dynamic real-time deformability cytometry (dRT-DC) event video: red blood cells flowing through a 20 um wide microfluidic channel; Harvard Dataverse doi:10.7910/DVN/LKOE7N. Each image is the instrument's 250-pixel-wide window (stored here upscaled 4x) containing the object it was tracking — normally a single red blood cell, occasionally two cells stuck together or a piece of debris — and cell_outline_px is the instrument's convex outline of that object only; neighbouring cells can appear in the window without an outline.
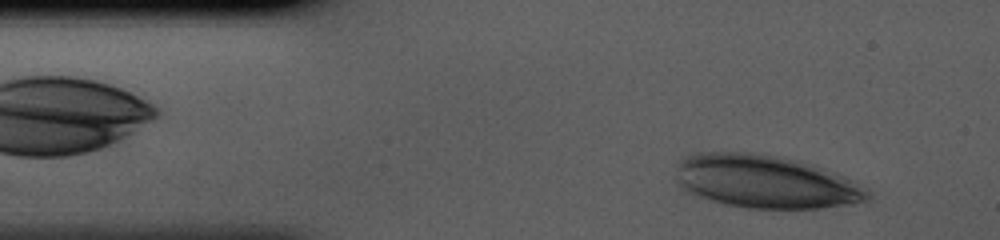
{"species": "human", "species_latin": "Homo sapiens", "temperature_condition": "cold", "stored_images_in_passage": 35, "camera_frame_rate_fps": 3000, "um_per_image_px": 0.085, "donor": {"sex": "male"}, "frame": {"image": 1, "passage_image": 3, "time_ms": 0.667, "image_size_px": [1000, 240], "cell_outline_px": [[872, 196], [868, 200], [852, 204], [816, 208], [748, 208], [724, 204], [684, 192], [676, 184], [676, 164], [680, 160], [696, 152], [760, 152], [800, 160], [836, 172], [868, 188], [872, 192]], "centroid_in_image_um": [65.06, 15.42], "position_along_channel_um": 19.9, "area_um2": 60.29}}
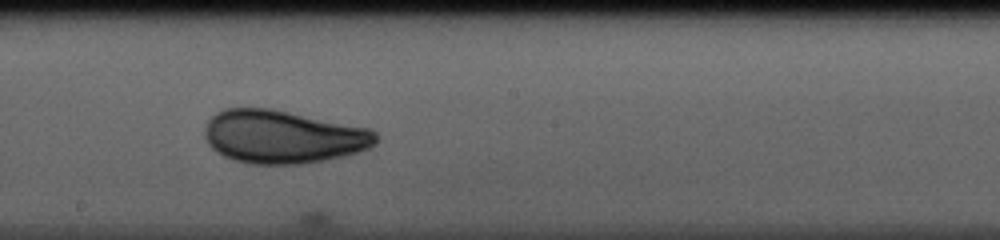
{"frame": {"image": 2, "passage_image": 21, "time_ms": 6.667, "image_size_px": [1000, 240], "cell_outline_px": [[376, 144], [368, 148], [344, 156], [324, 160], [300, 164], [252, 164], [236, 160], [224, 156], [216, 152], [208, 144], [204, 136], [204, 128], [208, 120], [216, 112], [224, 108], [272, 108], [372, 128], [376, 132]], "centroid_in_image_um": [24.04, 11.61], "position_along_channel_um": 224.2, "area_um2": 53.41}}
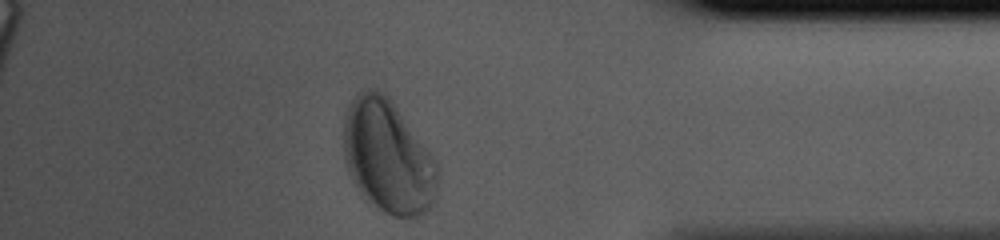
{"frame": {"image": 3, "passage_image": 35, "time_ms": 11.333, "image_size_px": [1000, 240], "cell_outline_px": [[440, 176], [436, 200], [420, 216], [392, 216], [384, 212], [364, 196], [356, 188], [348, 172], [344, 160], [344, 116], [348, 104], [360, 92], [368, 88], [376, 88], [384, 92], [392, 100], [432, 152], [440, 164]], "centroid_in_image_um": [33.02, 13.3], "position_along_channel_um": 402.2, "area_um2": 63.06}}